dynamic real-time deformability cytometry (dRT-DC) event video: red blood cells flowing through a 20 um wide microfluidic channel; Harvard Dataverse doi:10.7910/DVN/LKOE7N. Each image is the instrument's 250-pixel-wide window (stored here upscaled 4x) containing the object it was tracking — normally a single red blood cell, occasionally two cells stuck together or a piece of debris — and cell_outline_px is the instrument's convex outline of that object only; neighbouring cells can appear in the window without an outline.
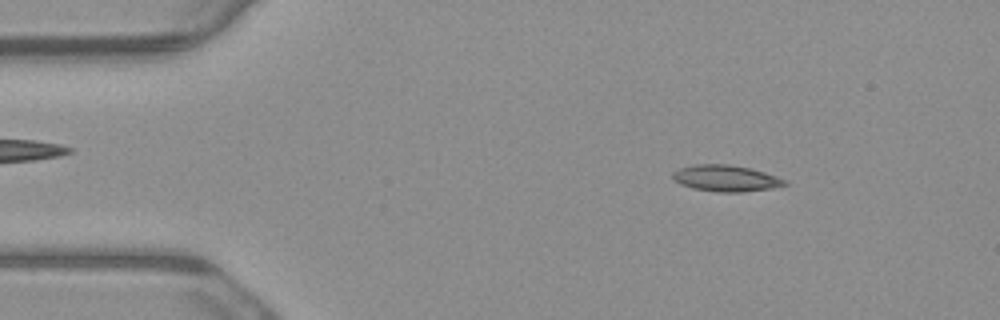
{"species": "common noctule bat (a hibernating species)", "species_latin": "Nyctalus noctula", "temperature_condition": "warm", "stored_images_in_passage": 3, "camera_frame_rate_fps": 3000, "um_per_image_px": 0.085, "animal": {"sex": "male", "body_mass_g": 23.1, "forearm_length_mm": 52.7}, "frame": {"image": 1, "passage_image": 1, "time_ms": 0.0, "image_size_px": [1000, 320], "cell_outline_px": [[788, 184], [772, 188], [740, 192], [716, 192], [692, 188], [680, 184], [672, 176], [672, 172], [680, 168], [696, 164], [728, 164], [748, 168], [764, 172], [788, 180]], "centroid_in_image_um": [61.7, 15.16], "position_along_channel_um": 23.3, "area_um2": 17.11}}